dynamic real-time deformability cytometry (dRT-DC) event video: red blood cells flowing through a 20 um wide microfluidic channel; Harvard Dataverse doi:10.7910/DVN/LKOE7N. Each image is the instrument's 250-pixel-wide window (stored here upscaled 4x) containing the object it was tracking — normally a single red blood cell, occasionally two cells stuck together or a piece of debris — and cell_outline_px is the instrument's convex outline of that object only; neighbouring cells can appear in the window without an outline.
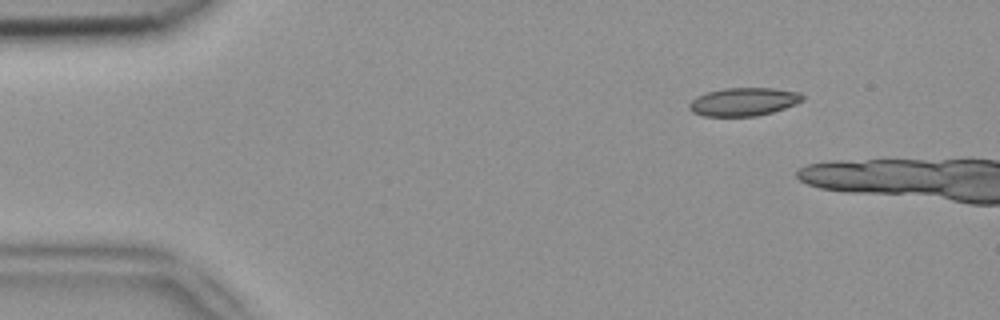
{"species": "common noctule bat (a hibernating species)", "species_latin": "Nyctalus noctula", "temperature_condition": "room temperature", "stored_images_in_passage": 4, "camera_frame_rate_fps": 3000, "um_per_image_px": 0.085, "animal": {"sex": "female", "body_mass_g": 18.4}, "frame": {"image": 1, "passage_image": 1, "time_ms": 0.0, "image_size_px": [1000, 320], "cell_outline_px": [[804, 100], [784, 108], [772, 112], [756, 116], [704, 116], [692, 112], [688, 108], [688, 104], [696, 96], [704, 92], [724, 88], [772, 88], [800, 92], [804, 96]], "centroid_in_image_um": [63.17, 8.64], "position_along_channel_um": 21.8, "area_um2": 18.73}}